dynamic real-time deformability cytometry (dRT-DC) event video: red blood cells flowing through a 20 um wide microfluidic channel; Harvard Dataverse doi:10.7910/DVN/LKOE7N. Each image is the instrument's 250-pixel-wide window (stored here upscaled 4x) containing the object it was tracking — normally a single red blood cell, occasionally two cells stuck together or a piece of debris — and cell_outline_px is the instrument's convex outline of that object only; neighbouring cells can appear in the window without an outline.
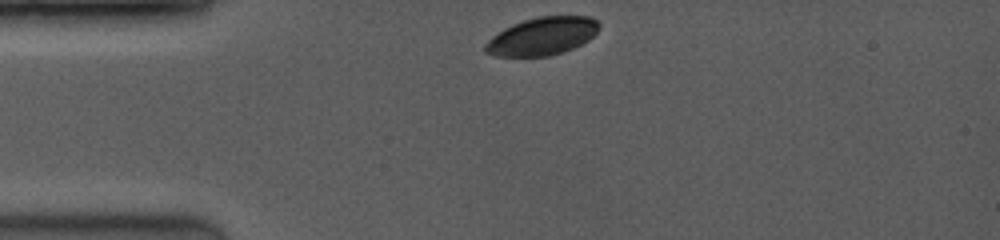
{"species": "common noctule bat (a hibernating species)", "species_latin": "Nyctalus noctula", "temperature_condition": "room temperature", "stored_images_in_passage": 3, "camera_frame_rate_fps": 3500, "um_per_image_px": 0.085, "animal": {"sex": "female", "body_mass_g": 19.0, "forearm_length_mm": 53.3}, "frame": {"image": 1, "passage_image": 1, "time_ms": 0.0, "image_size_px": [1000, 240], "cell_outline_px": [[600, 24], [596, 32], [588, 40], [572, 48], [548, 56], [496, 56], [484, 52], [484, 44], [492, 36], [504, 28], [512, 24], [536, 16], [592, 16]], "centroid_in_image_um": [46.06, 3.06], "position_along_channel_um": 38.9, "area_um2": 25.03}}
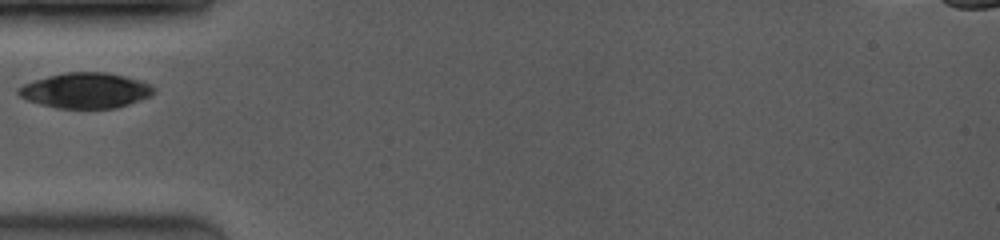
{"frame": {"image": 2, "passage_image": 3, "time_ms": 1.714, "image_size_px": [1000, 240], "cell_outline_px": [[156, 88], [152, 96], [116, 108], [56, 108], [40, 104], [28, 100], [20, 96], [16, 92], [16, 88], [24, 84], [48, 76], [64, 72], [104, 72], [124, 76], [140, 80], [152, 84]], "centroid_in_image_um": [7.3, 7.69], "position_along_channel_um": 77.7, "area_um2": 27.98}}